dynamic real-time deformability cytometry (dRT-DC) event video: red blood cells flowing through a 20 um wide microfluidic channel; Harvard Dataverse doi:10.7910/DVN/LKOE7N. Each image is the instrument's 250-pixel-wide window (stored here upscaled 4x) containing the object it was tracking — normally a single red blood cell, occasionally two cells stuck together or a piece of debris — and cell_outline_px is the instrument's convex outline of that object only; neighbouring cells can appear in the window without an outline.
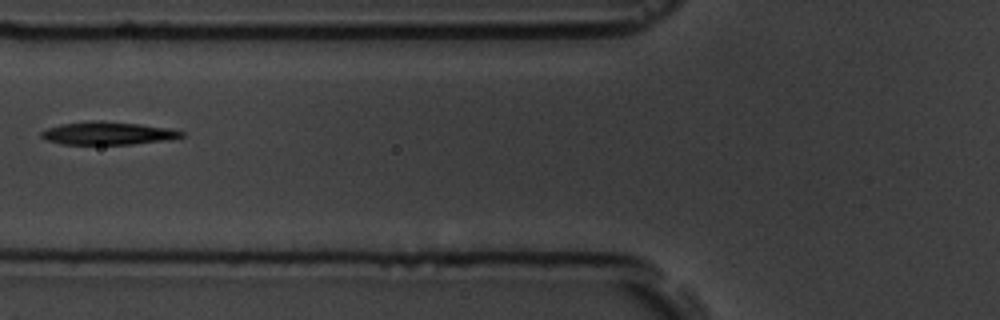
{"species": "common noctule bat (a hibernating species)", "species_latin": "Nyctalus noctula", "temperature_condition": "room temperature", "stored_images_in_passage": 2, "camera_frame_rate_fps": 3000, "um_per_image_px": 0.085, "animal": {"sex": "male", "body_mass_g": 19.5, "forearm_length_mm": 54.6}, "frame": {"image": 1, "passage_image": 2, "time_ms": 2.0, "image_size_px": [1000, 320], "cell_outline_px": [[184, 136], [168, 140], [132, 144], [60, 144], [48, 140], [40, 136], [40, 132], [48, 128], [60, 124], [88, 120], [96, 120], [140, 124], [168, 128], [184, 132]], "centroid_in_image_um": [9.15, 11.32], "position_along_channel_um": 116.7, "area_um2": 18.73}}